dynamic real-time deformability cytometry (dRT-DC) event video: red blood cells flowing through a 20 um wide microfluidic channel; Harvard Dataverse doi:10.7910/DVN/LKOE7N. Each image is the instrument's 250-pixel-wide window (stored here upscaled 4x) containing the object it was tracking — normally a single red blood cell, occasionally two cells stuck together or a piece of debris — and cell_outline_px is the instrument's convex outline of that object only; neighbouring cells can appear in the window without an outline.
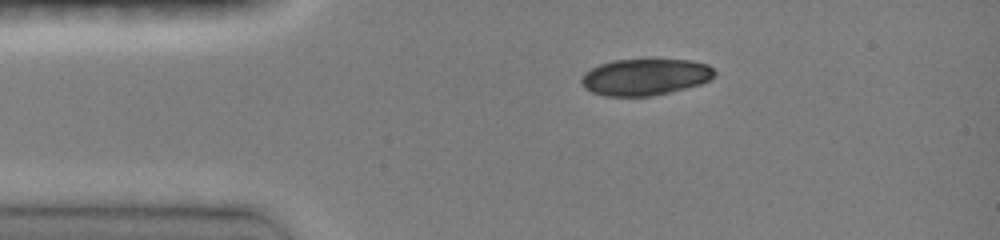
{"species": "common noctule bat (a hibernating species)", "species_latin": "Nyctalus noctula", "temperature_condition": "room temperature", "stored_images_in_passage": 38, "camera_frame_rate_fps": 3000, "um_per_image_px": 0.085, "animal": {"sex": "female", "body_mass_g": 19.0, "forearm_length_mm": 51.5}, "frame": {"image": 1, "passage_image": 1, "time_ms": 0.0, "image_size_px": [1000, 240], "cell_outline_px": [[716, 72], [708, 80], [700, 84], [652, 96], [604, 96], [592, 92], [584, 88], [580, 84], [580, 76], [584, 72], [600, 64], [612, 60], [648, 56], [652, 56], [692, 60], [708, 64]], "centroid_in_image_um": [54.8, 6.48], "position_along_channel_um": 30.2, "area_um2": 29.54}}
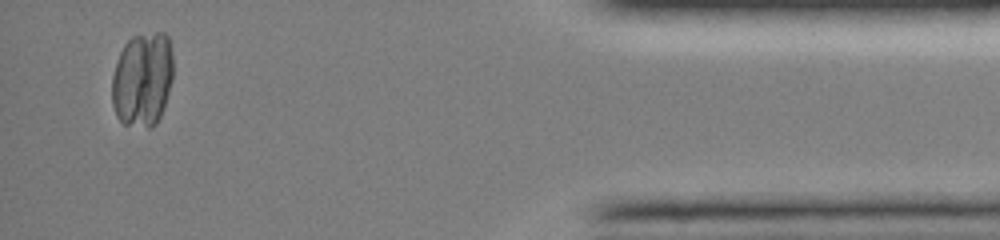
{"frame": {"image": 2, "passage_image": 36, "time_ms": 11.667, "image_size_px": [1000, 240], "cell_outline_px": [[172, 76], [164, 108], [156, 124], [152, 128], [148, 128], [124, 124], [116, 116], [112, 104], [112, 76], [120, 52], [124, 44], [132, 36], [156, 32], [164, 32], [168, 36], [172, 48]], "centroid_in_image_um": [12.11, 6.75], "position_along_channel_um": 423.1, "area_um2": 33.99}}